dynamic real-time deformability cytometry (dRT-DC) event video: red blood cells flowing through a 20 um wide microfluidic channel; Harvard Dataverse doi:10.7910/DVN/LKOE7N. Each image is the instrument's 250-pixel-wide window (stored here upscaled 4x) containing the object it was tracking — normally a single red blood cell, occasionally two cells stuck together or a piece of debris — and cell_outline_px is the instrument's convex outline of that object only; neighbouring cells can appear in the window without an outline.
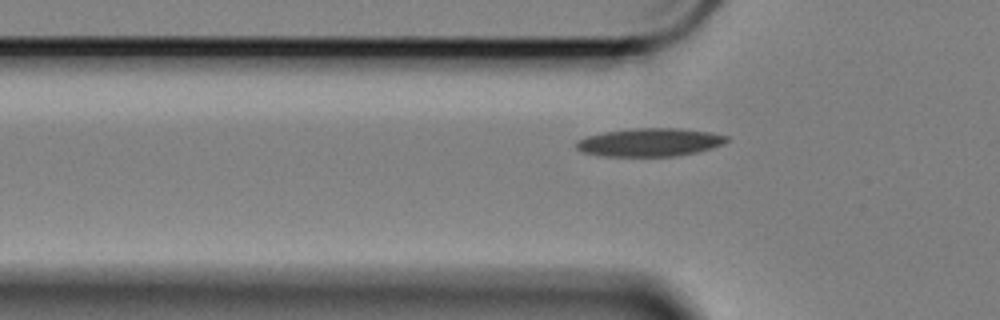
{"species": "Egyptian fruit bat (a non-hibernating species)", "species_latin": "Rousettus aegyptiacus", "temperature_condition": "cold", "stored_images_in_passage": 38, "camera_frame_rate_fps": 3000, "um_per_image_px": 0.085, "animal": {"sex": "female"}, "frame": {"image": 1, "passage_image": 5, "time_ms": 1.333, "image_size_px": [1000, 320], "cell_outline_px": [[728, 140], [724, 144], [712, 148], [696, 152], [676, 156], [600, 156], [580, 152], [576, 148], [576, 140], [588, 136], [604, 132], [632, 128], [680, 128], [712, 132], [728, 136]], "centroid_in_image_um": [55.22, 12.09], "position_along_channel_um": 70.6, "area_um2": 24.91}}
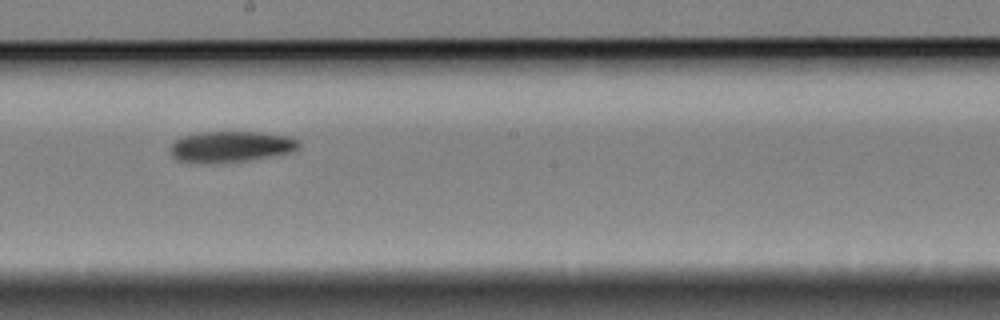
{"frame": {"image": 2, "passage_image": 19, "time_ms": 6.0, "image_size_px": [1000, 320], "cell_outline_px": [[300, 148], [288, 152], [248, 160], [216, 164], [212, 164], [176, 160], [172, 156], [172, 144], [176, 140], [184, 136], [200, 132], [260, 132], [288, 136], [300, 140]], "centroid_in_image_um": [19.63, 12.47], "position_along_channel_um": 228.6, "area_um2": 23.12}}
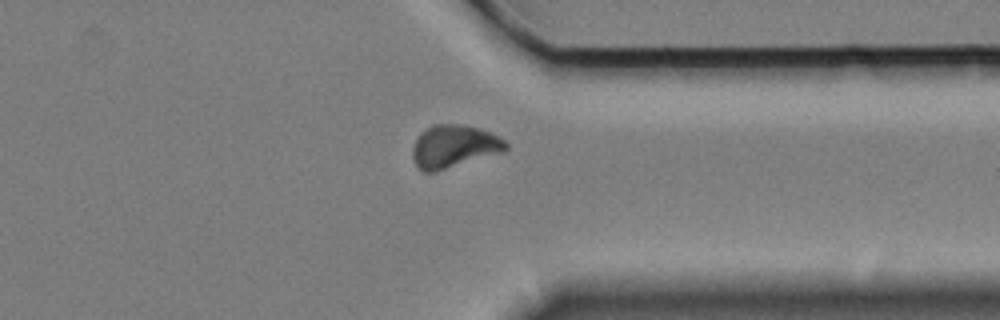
{"frame": {"image": 3, "passage_image": 32, "time_ms": 10.333, "image_size_px": [1000, 320], "cell_outline_px": [[508, 148], [504, 152], [436, 172], [424, 172], [416, 164], [412, 156], [412, 148], [420, 132], [432, 124], [464, 124], [480, 128], [492, 132], [504, 140], [508, 144]], "centroid_in_image_um": [38.61, 12.43], "position_along_channel_um": 372.8, "area_um2": 23.58}}